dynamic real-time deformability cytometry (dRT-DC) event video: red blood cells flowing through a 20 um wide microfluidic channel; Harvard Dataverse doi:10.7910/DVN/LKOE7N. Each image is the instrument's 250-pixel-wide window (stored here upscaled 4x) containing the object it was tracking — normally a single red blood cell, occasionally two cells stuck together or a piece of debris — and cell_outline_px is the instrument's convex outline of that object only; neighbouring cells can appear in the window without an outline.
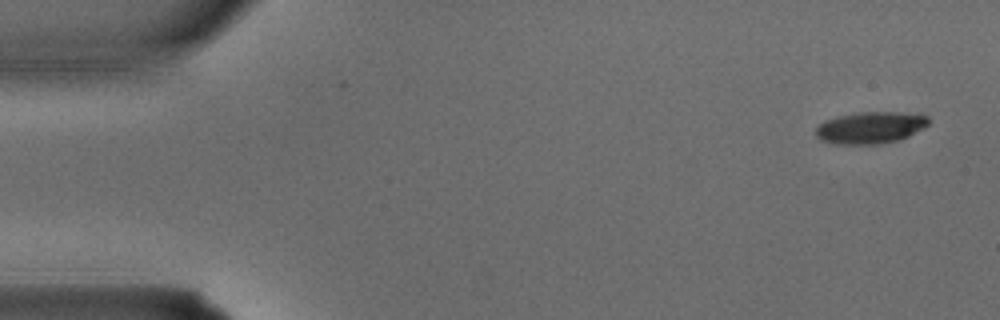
{"species": "common noctule bat (a hibernating species)", "species_latin": "Nyctalus noctula", "temperature_condition": "warm", "stored_images_in_passage": 3, "camera_frame_rate_fps": 3000, "um_per_image_px": 0.085, "animal": {"sex": "male", "body_mass_g": 15.6}, "frame": {"image": 1, "passage_image": 1, "time_ms": 0.0, "image_size_px": [1000, 320], "cell_outline_px": [[928, 124], [924, 128], [900, 140], [880, 144], [836, 144], [820, 140], [816, 136], [816, 128], [824, 120], [840, 116], [860, 112], [900, 112], [928, 116]], "centroid_in_image_um": [73.98, 10.86], "position_along_channel_um": 11.0, "area_um2": 20.87}}
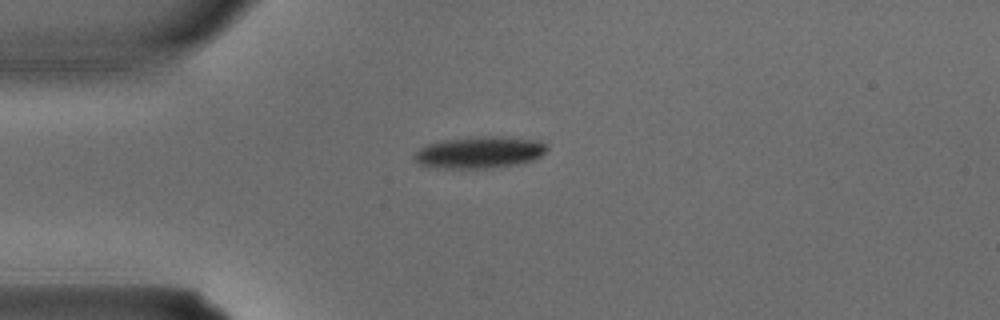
{"frame": {"image": 2, "passage_image": 3, "time_ms": 0.667, "image_size_px": [1000, 320], "cell_outline_px": [[548, 148], [540, 156], [532, 160], [516, 164], [492, 168], [428, 168], [416, 164], [412, 160], [412, 156], [420, 148], [428, 144], [440, 140], [484, 136], [496, 136], [540, 140], [548, 144]], "centroid_in_image_um": [40.7, 12.96], "position_along_channel_um": 44.3, "area_um2": 24.91}}